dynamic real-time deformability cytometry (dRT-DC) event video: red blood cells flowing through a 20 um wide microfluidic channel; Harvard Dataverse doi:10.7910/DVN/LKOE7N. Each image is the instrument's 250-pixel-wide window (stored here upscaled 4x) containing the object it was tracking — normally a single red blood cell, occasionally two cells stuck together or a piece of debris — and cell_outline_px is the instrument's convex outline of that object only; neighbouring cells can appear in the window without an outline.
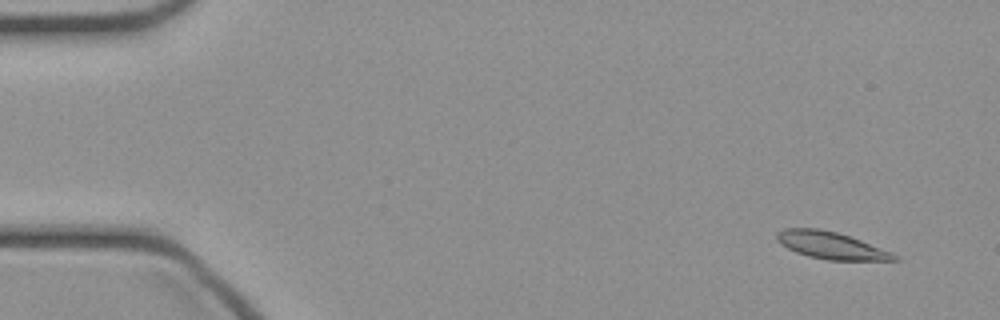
{"species": "common noctule bat (a hibernating species)", "species_latin": "Nyctalus noctula", "temperature_condition": "cold", "stored_images_in_passage": 49, "camera_frame_rate_fps": 3000, "um_per_image_px": 0.085, "animal": {"sex": "female", "body_mass_g": 21.9}, "frame": {"image": 1, "passage_image": 4, "time_ms": 1.0, "image_size_px": [1000, 320], "cell_outline_px": [[900, 260], [828, 260], [808, 256], [796, 252], [780, 244], [776, 240], [776, 232], [784, 228], [820, 228], [836, 232], [860, 240], [892, 252], [900, 256]], "centroid_in_image_um": [70.62, 20.86], "position_along_channel_um": 14.4, "area_um2": 18.55}}
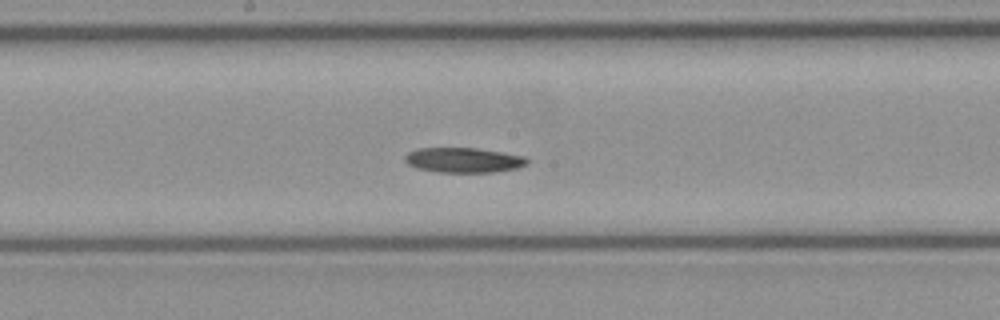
{"frame": {"image": 2, "passage_image": 26, "time_ms": 8.333, "image_size_px": [1000, 320], "cell_outline_px": [[528, 164], [516, 168], [492, 172], [436, 172], [416, 168], [408, 164], [404, 160], [404, 156], [408, 152], [416, 148], [476, 148], [524, 156], [528, 160]], "centroid_in_image_um": [39.35, 13.61], "position_along_channel_um": 208.8, "area_um2": 17.74}}
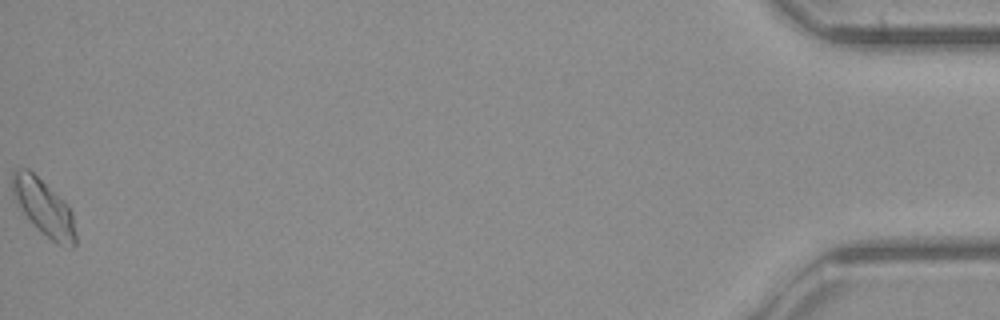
{"frame": {"image": 3, "passage_image": 49, "time_ms": 16.0, "image_size_px": [1000, 320], "cell_outline_px": [[76, 244], [72, 248], [56, 244], [36, 228], [32, 224], [16, 200], [12, 192], [12, 172], [16, 168], [28, 168], [68, 204], [72, 212], [76, 236]], "centroid_in_image_um": [3.74, 17.65], "position_along_channel_um": 431.5, "area_um2": 20.63}}